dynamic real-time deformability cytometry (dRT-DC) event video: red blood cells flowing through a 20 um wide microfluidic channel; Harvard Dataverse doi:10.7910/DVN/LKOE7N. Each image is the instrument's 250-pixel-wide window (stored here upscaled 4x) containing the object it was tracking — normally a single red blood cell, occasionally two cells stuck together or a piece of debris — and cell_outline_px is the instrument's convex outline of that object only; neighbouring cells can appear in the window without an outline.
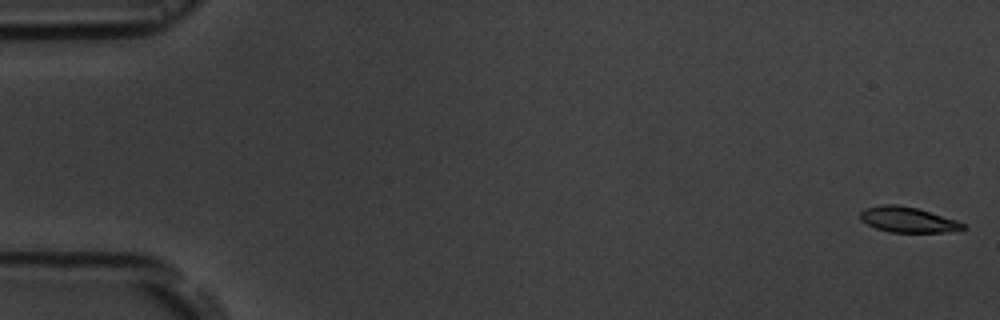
{"species": "common noctule bat (a hibernating species)", "species_latin": "Nyctalus noctula", "temperature_condition": "room temperature", "stored_images_in_passage": 5, "camera_frame_rate_fps": 3000, "um_per_image_px": 0.085, "animal": {"sex": "male", "body_mass_g": 19.5, "forearm_length_mm": 54.6}, "frame": {"image": 1, "passage_image": 1, "time_ms": 0.0, "image_size_px": [1000, 320], "cell_outline_px": [[968, 228], [960, 232], [888, 232], [876, 228], [860, 220], [860, 212], [864, 208], [884, 204], [896, 204], [916, 208], [956, 220], [964, 224]], "centroid_in_image_um": [77.19, 18.69], "position_along_channel_um": 7.8, "area_um2": 15.32}}
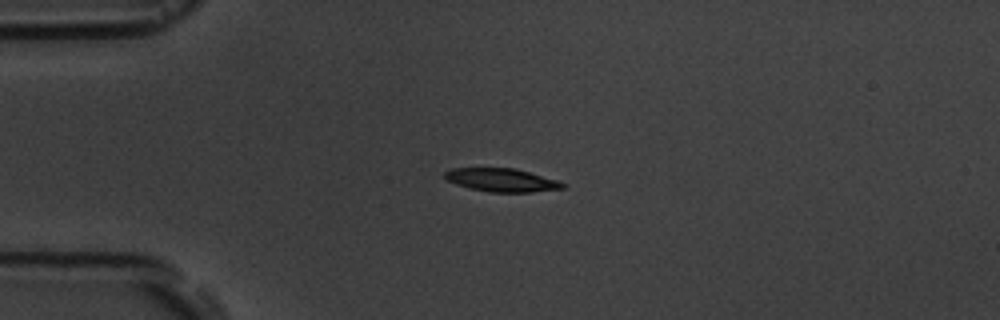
{"frame": {"image": 2, "passage_image": 4, "time_ms": 4.333, "image_size_px": [1000, 320], "cell_outline_px": [[564, 188], [532, 192], [488, 192], [468, 188], [456, 184], [448, 180], [444, 176], [444, 172], [452, 168], [516, 168], [556, 180], [564, 184]], "centroid_in_image_um": [42.6, 15.3], "position_along_channel_um": 42.4, "area_um2": 15.9}}